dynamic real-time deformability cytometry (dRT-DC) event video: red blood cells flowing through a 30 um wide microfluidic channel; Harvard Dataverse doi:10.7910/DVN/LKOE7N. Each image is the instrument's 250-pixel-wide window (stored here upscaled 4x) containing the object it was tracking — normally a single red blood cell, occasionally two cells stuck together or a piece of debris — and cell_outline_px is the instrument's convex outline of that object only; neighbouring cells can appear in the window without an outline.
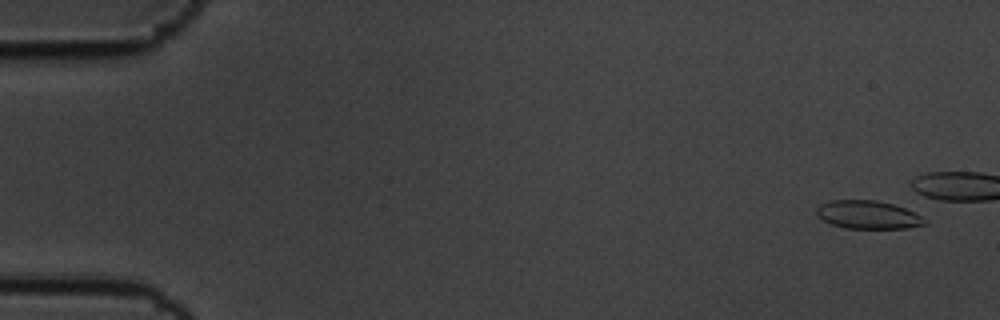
{"species": "common noctule bat (a hibernating species)", "species_latin": "Nyctalus noctula", "temperature_condition": "cold", "stored_images_in_passage": 7, "camera_frame_rate_fps": 3000, "um_per_image_px": 0.085, "animal": {"sex": "male", "body_mass_g": 19.5, "forearm_length_mm": 54.6}, "frame": {"image": 1, "passage_image": 1, "time_ms": 0.0, "image_size_px": [1000, 320], "cell_outline_px": [[928, 224], [908, 228], [844, 228], [832, 224], [824, 220], [816, 212], [816, 208], [820, 204], [832, 200], [876, 200], [892, 204], [904, 208], [920, 216]], "centroid_in_image_um": [73.77, 18.25], "position_along_channel_um": 11.2, "area_um2": 17.51}}
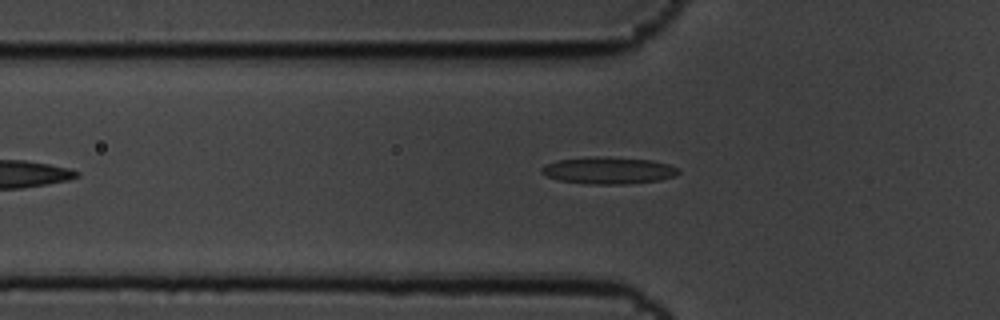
{"frame": {"image": 2, "passage_image": 7, "time_ms": 2.0, "image_size_px": [1000, 320], "cell_outline_px": [[680, 172], [676, 176], [660, 180], [628, 184], [588, 184], [560, 180], [548, 176], [540, 172], [540, 168], [556, 160], [592, 156], [608, 156], [652, 160], [668, 164], [680, 168]], "centroid_in_image_um": [51.76, 14.48], "position_along_channel_um": 74.0, "area_um2": 21.73}}